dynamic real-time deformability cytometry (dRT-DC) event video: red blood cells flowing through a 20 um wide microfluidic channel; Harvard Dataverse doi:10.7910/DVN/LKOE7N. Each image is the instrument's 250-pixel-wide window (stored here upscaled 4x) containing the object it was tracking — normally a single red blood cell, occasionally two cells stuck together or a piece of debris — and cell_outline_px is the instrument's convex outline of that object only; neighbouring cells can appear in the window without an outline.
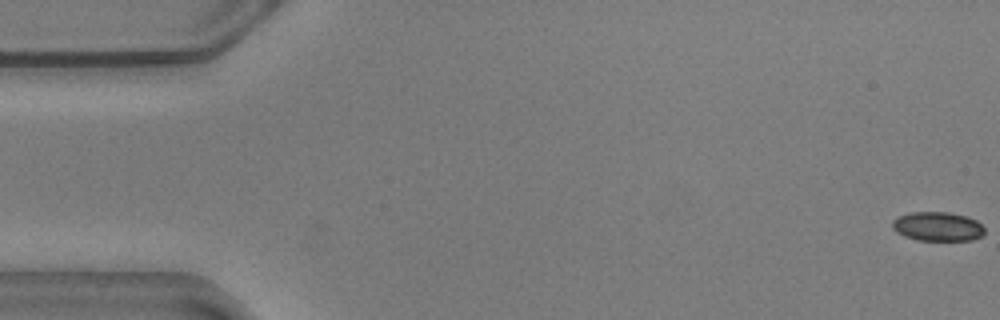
{"species": "common noctule bat (a hibernating species)", "species_latin": "Nyctalus noctula", "temperature_condition": "warm", "stored_images_in_passage": 17, "camera_frame_rate_fps": 3000, "um_per_image_px": 0.085, "animal": {"sex": "male", "body_mass_g": 20.5, "forearm_length_mm": 52.5}, "frame": {"image": 1, "passage_image": 1, "time_ms": 0.0, "image_size_px": [1000, 320], "cell_outline_px": [[984, 236], [972, 240], [916, 240], [904, 236], [896, 232], [892, 228], [892, 220], [896, 216], [908, 212], [948, 212], [968, 216], [976, 220], [984, 228]], "centroid_in_image_um": [79.68, 19.24], "position_along_channel_um": 5.3, "area_um2": 15.95}}
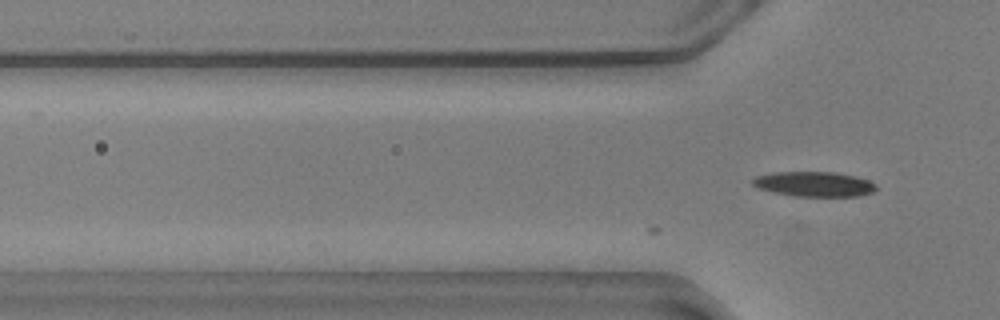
{"frame": {"image": 2, "passage_image": 17, "time_ms": 5.333, "image_size_px": [1000, 320], "cell_outline_px": [[876, 188], [872, 192], [856, 196], [796, 196], [776, 192], [760, 188], [752, 184], [752, 180], [756, 176], [772, 172], [836, 172], [868, 180], [876, 184]], "centroid_in_image_um": [69.2, 15.64], "position_along_channel_um": 56.6, "area_um2": 17.63}}